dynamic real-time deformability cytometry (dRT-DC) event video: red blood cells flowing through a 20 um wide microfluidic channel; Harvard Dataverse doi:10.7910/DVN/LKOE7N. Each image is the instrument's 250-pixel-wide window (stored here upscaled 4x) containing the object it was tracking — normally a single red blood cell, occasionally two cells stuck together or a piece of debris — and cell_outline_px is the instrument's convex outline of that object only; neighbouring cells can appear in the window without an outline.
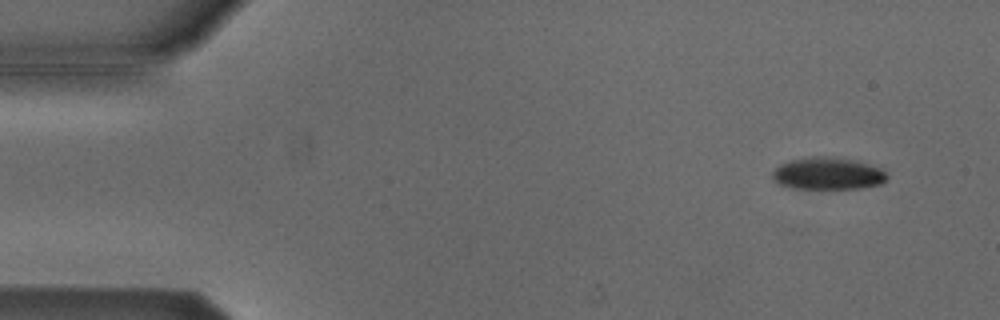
{"species": "Egyptian fruit bat (a non-hibernating species)", "species_latin": "Rousettus aegyptiacus", "temperature_condition": "cold", "stored_images_in_passage": 53, "camera_frame_rate_fps": 3000, "um_per_image_px": 0.085, "animal": {"sex": "male"}, "frame": {"image": 1, "passage_image": 4, "time_ms": 1.0, "image_size_px": [1000, 320], "cell_outline_px": [[888, 180], [880, 184], [860, 188], [792, 188], [780, 184], [772, 180], [772, 172], [780, 164], [788, 160], [808, 156], [836, 156], [856, 160], [884, 168], [888, 176]], "centroid_in_image_um": [70.39, 14.72], "position_along_channel_um": 14.6, "area_um2": 21.96}}
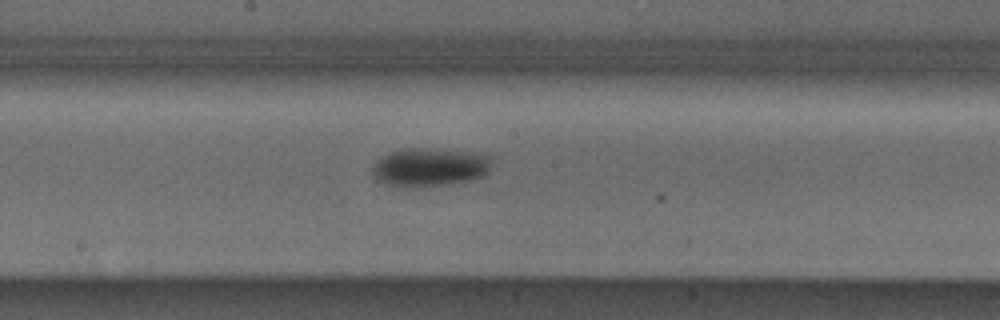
{"frame": {"image": 2, "passage_image": 28, "time_ms": 9.0, "image_size_px": [1000, 320], "cell_outline_px": [[488, 172], [484, 176], [472, 180], [448, 184], [400, 188], [388, 184], [380, 180], [372, 172], [372, 168], [376, 160], [388, 152], [400, 148], [428, 148], [488, 156]], "centroid_in_image_um": [36.43, 14.22], "position_along_channel_um": 211.8, "area_um2": 26.24}}
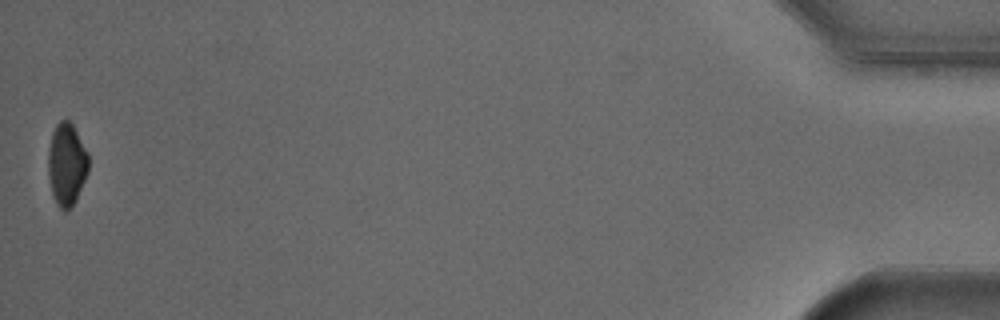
{"frame": {"image": 3, "passage_image": 53, "time_ms": 17.333, "image_size_px": [1000, 320], "cell_outline_px": [[88, 172], [76, 200], [64, 212], [56, 204], [52, 196], [48, 172], [48, 148], [52, 132], [56, 124], [60, 120], [68, 120], [72, 124], [88, 152]], "centroid_in_image_um": [5.65, 13.96], "position_along_channel_um": 429.5, "area_um2": 19.42}, "authors_computed_cell_mechanics": {"area_um2": 23.987, "velocity_mm_per_s": 3.8152, "shape_relaxation_time_tau1_ms": 4.4877, "shape_relaxation_time_tau2_ms": null, "deformation_change_tau1": 0.0909, "deformation_change_tau2": null}}